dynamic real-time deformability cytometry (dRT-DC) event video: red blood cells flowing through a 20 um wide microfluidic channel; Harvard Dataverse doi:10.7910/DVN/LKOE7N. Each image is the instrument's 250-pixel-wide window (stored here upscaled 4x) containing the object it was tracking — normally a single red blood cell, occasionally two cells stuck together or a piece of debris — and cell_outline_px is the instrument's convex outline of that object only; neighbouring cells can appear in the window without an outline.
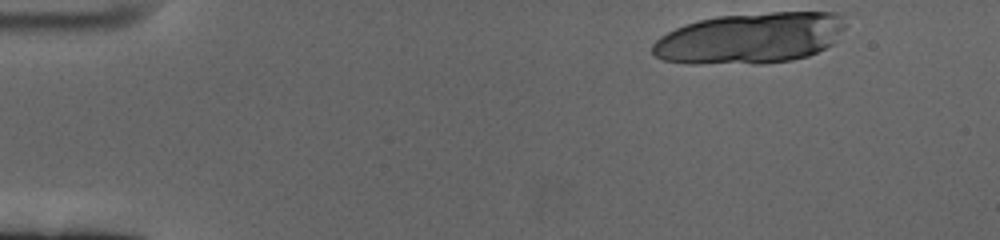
{"species": "human", "species_latin": "Homo sapiens", "temperature_condition": "cold", "stored_images_in_passage": 16, "camera_frame_rate_fps": 3000, "um_per_image_px": 0.085, "donor": {"sex": "female"}, "frame": {"image": 1, "passage_image": 1, "time_ms": 0.0, "image_size_px": [1000, 240], "cell_outline_px": [[844, 28], [832, 44], [808, 56], [792, 60], [760, 64], [688, 64], [664, 60], [656, 56], [652, 52], [652, 44], [660, 36], [684, 24], [716, 16], [772, 12], [836, 12], [840, 16], [844, 24]], "centroid_in_image_um": [63.73, 3.25], "position_along_channel_um": 21.3, "area_um2": 57.45}}